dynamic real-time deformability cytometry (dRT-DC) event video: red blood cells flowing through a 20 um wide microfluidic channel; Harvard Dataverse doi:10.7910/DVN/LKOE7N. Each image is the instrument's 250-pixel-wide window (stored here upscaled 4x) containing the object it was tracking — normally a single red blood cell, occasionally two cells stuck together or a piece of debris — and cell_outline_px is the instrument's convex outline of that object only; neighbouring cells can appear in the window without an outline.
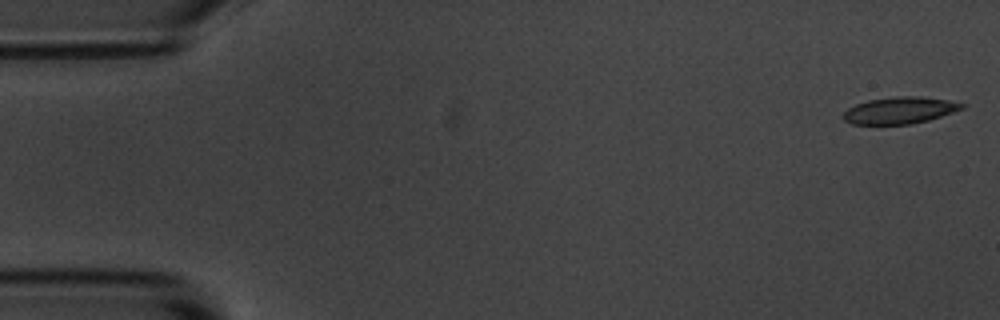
{"species": "common noctule bat (a hibernating species)", "species_latin": "Nyctalus noctula", "temperature_condition": "room temperature", "stored_images_in_passage": 54, "camera_frame_rate_fps": 3000, "um_per_image_px": 0.085, "animal": {"sex": "male", "body_mass_g": 20.1, "forearm_length_mm": 53.5}, "frame": {"image": 1, "passage_image": 1, "time_ms": 0.0, "image_size_px": [1000, 320], "cell_outline_px": [[964, 108], [928, 120], [912, 124], [852, 124], [844, 120], [844, 112], [848, 108], [856, 104], [868, 100], [896, 96], [920, 96], [948, 100], [964, 104]], "centroid_in_image_um": [76.47, 9.37], "position_along_channel_um": 8.5, "area_um2": 18.32}}
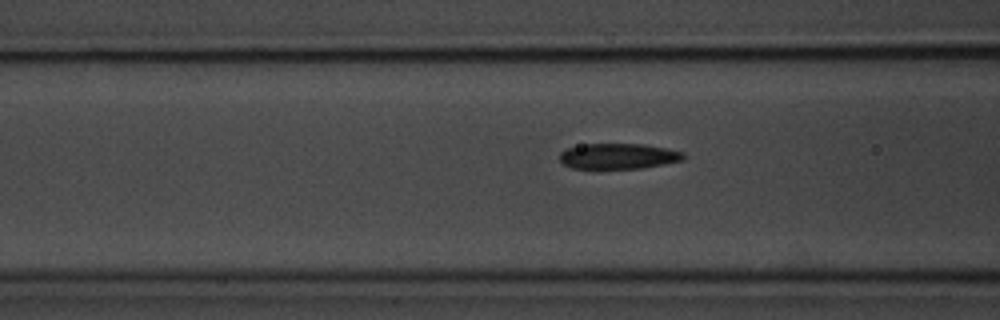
{"frame": {"image": 2, "passage_image": 20, "time_ms": 6.333, "image_size_px": [1000, 320], "cell_outline_px": [[684, 160], [664, 164], [640, 168], [596, 172], [572, 168], [564, 164], [560, 160], [560, 152], [568, 148], [584, 144], [644, 144], [668, 148], [684, 152]], "centroid_in_image_um": [52.52, 13.32], "position_along_channel_um": 114.1, "area_um2": 19.36}}
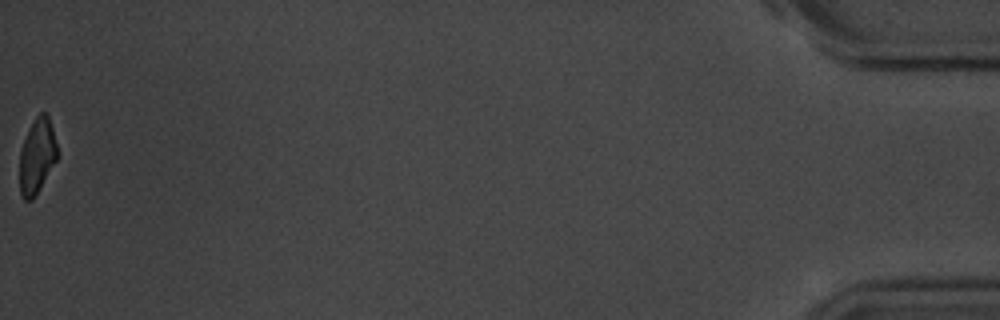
{"frame": {"image": 3, "passage_image": 54, "time_ms": 17.667, "image_size_px": [1000, 320], "cell_outline_px": [[56, 160], [36, 196], [32, 200], [24, 200], [20, 192], [20, 152], [24, 140], [36, 116], [40, 112], [44, 112], [48, 116], [52, 128], [56, 144]], "centroid_in_image_um": [3.13, 13.3], "position_along_channel_um": 432.1, "area_um2": 16.07}, "authors_computed_cell_mechanics": {"area_um2": 19.074, "velocity_mm_per_s": 3.6967, "shape_relaxation_time_tau1_ms": 4.4481, "shape_relaxation_time_tau2_ms": 2.0441, "deformation_change_tau1": 0.1376, "deformation_change_tau2": 0.0908}}